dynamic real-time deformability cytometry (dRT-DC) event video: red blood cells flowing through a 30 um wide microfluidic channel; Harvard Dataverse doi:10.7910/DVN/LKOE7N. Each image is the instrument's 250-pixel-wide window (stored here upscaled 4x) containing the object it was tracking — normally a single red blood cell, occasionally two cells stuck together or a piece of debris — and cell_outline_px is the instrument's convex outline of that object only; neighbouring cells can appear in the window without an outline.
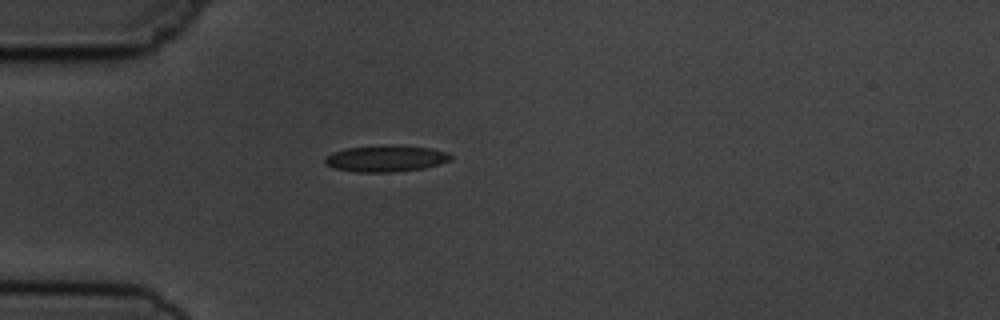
{"species": "common noctule bat (a hibernating species)", "species_latin": "Nyctalus noctula", "temperature_condition": "cold", "stored_images_in_passage": 4, "camera_frame_rate_fps": 3000, "um_per_image_px": 0.085, "animal": {"sex": "male", "body_mass_g": 19.5, "forearm_length_mm": 54.6}, "frame": {"image": 1, "passage_image": 4, "time_ms": 3.333, "image_size_px": [1000, 320], "cell_outline_px": [[452, 160], [440, 164], [424, 168], [392, 172], [356, 172], [336, 168], [324, 164], [324, 156], [332, 152], [344, 148], [380, 144], [396, 144], [432, 148], [448, 152], [452, 156]], "centroid_in_image_um": [32.8, 13.45], "position_along_channel_um": 52.2, "area_um2": 19.94}}